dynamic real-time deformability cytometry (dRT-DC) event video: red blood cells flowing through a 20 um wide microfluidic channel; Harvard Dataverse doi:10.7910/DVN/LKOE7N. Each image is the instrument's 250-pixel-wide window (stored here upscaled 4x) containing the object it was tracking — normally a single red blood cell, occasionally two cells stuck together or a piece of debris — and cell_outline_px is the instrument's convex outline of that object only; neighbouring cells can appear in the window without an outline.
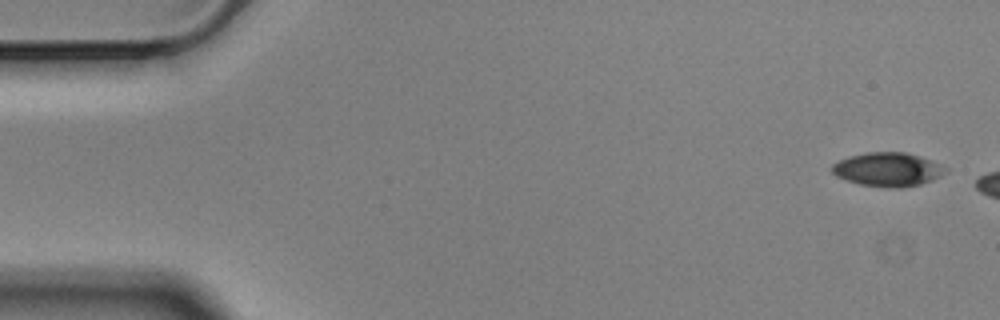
{"species": "Egyptian fruit bat (a non-hibernating species)", "species_latin": "Rousettus aegyptiacus", "temperature_condition": "cold", "stored_images_in_passage": 6, "camera_frame_rate_fps": 3000, "um_per_image_px": 0.085, "animal": {"sex": "male"}, "frame": {"image": 1, "passage_image": 1, "time_ms": 0.0, "image_size_px": [1000, 320], "cell_outline_px": [[948, 172], [932, 180], [920, 184], [900, 188], [888, 188], [860, 184], [836, 176], [832, 172], [832, 164], [848, 156], [868, 152], [904, 152], [920, 156], [948, 168]], "centroid_in_image_um": [75.47, 14.4], "position_along_channel_um": 9.5, "area_um2": 22.31}}